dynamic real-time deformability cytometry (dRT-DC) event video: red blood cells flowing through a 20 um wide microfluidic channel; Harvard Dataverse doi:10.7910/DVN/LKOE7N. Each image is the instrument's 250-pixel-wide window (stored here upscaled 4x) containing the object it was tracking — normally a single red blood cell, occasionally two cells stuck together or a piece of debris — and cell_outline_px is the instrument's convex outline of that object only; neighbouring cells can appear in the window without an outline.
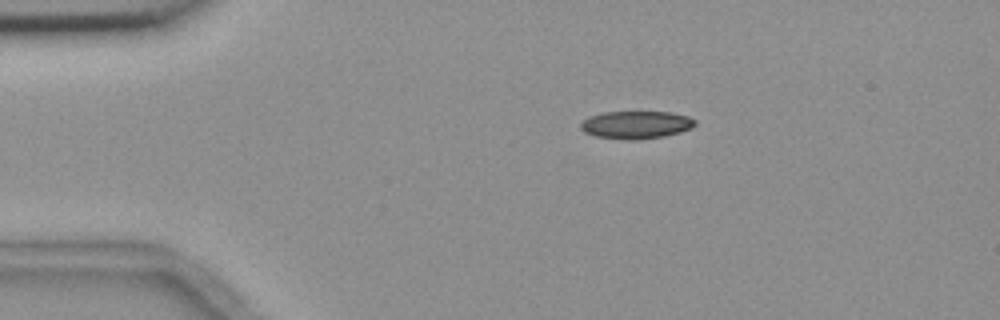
{"species": "common noctule bat (a hibernating species)", "species_latin": "Nyctalus noctula", "temperature_condition": "room temperature", "stored_images_in_passage": 46, "camera_frame_rate_fps": 3000, "um_per_image_px": 0.085, "animal": {"sex": "female", "body_mass_g": 18.4}, "frame": {"image": 1, "passage_image": 1, "time_ms": 0.0, "image_size_px": [1000, 320], "cell_outline_px": [[696, 124], [692, 128], [680, 132], [664, 136], [640, 140], [624, 140], [596, 136], [584, 132], [580, 128], [580, 124], [588, 116], [604, 112], [672, 112], [688, 116], [696, 120]], "centroid_in_image_um": [54.08, 10.61], "position_along_channel_um": 30.9, "area_um2": 18.67}}
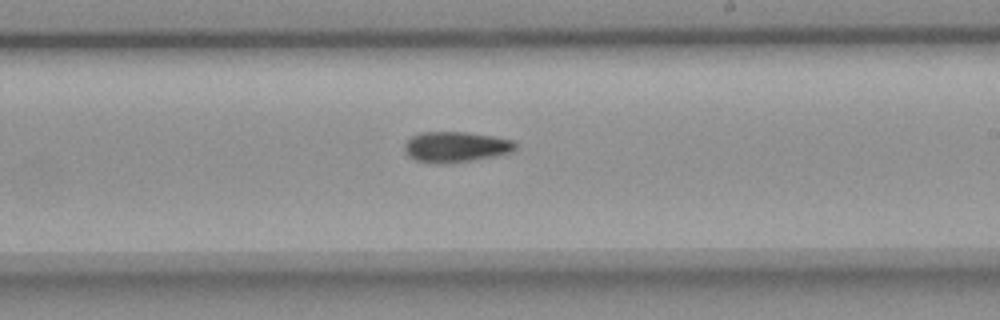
{"frame": {"image": 2, "passage_image": 23, "time_ms": 7.333, "image_size_px": [1000, 320], "cell_outline_px": [[516, 148], [512, 152], [492, 156], [448, 164], [444, 164], [416, 160], [408, 156], [404, 152], [404, 144], [412, 136], [420, 132], [464, 132], [492, 136], [512, 140], [516, 144]], "centroid_in_image_um": [38.7, 12.48], "position_along_channel_um": 250.3, "area_um2": 19.59}}
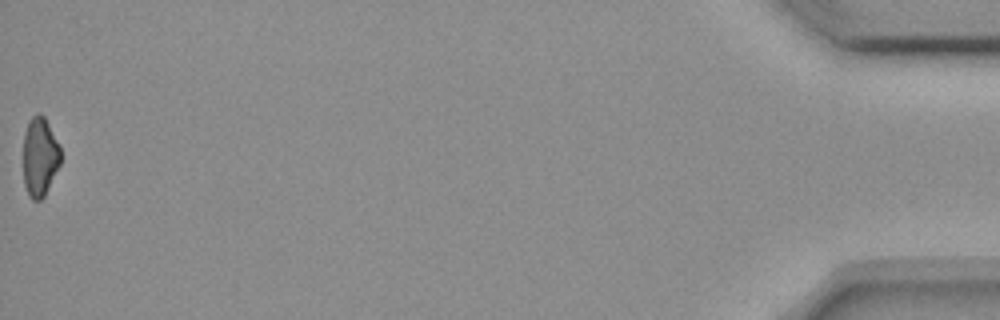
{"frame": {"image": 3, "passage_image": 46, "time_ms": 15.0, "image_size_px": [1000, 320], "cell_outline_px": [[60, 164], [44, 196], [40, 200], [32, 200], [28, 196], [24, 184], [24, 132], [28, 120], [36, 112], [40, 112], [44, 116], [60, 148]], "centroid_in_image_um": [3.36, 13.31], "position_along_channel_um": 431.8, "area_um2": 17.17}}